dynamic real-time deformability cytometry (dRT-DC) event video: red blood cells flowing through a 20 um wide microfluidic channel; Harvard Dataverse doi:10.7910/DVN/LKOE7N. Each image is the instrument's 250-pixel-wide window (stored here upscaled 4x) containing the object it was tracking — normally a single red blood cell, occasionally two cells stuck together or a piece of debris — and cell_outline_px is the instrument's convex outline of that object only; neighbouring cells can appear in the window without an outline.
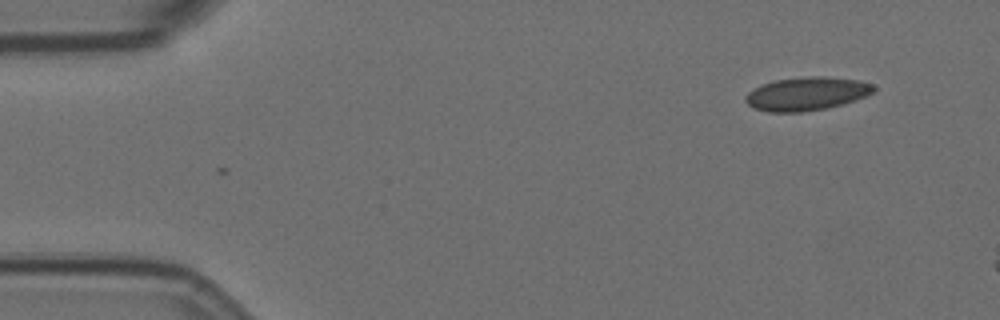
{"species": "Egyptian fruit bat (a non-hibernating species)", "species_latin": "Rousettus aegyptiacus", "temperature_condition": "room temperature", "stored_images_in_passage": 7, "camera_frame_rate_fps": 3000, "um_per_image_px": 0.085, "animal": {"sex": "female"}, "frame": {"image": 1, "passage_image": 1, "time_ms": 0.0, "image_size_px": [1000, 320], "cell_outline_px": [[876, 88], [872, 92], [856, 100], [844, 104], [828, 108], [800, 112], [768, 112], [752, 108], [744, 100], [744, 96], [748, 92], [760, 84], [772, 80], [808, 76], [824, 76], [860, 80], [872, 84]], "centroid_in_image_um": [68.52, 7.96], "position_along_channel_um": 16.5, "area_um2": 25.26}}